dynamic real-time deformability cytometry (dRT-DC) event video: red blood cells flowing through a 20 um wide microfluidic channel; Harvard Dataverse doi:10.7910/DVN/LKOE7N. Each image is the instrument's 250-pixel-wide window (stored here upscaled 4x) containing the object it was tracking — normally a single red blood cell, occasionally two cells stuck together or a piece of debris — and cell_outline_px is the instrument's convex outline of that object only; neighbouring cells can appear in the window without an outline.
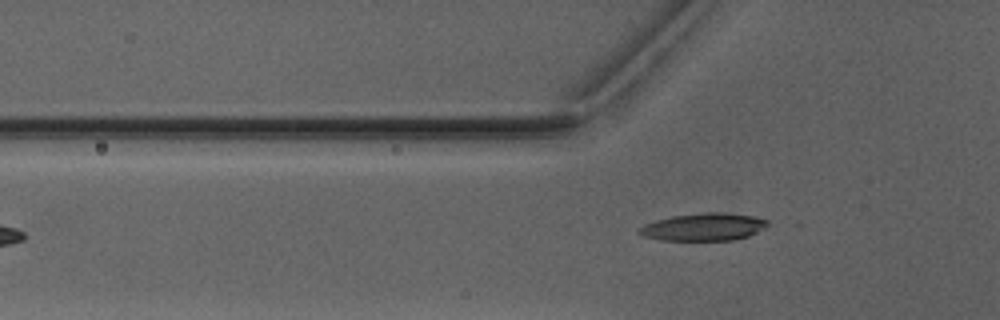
{"species": "Egyptian fruit bat (a non-hibernating species)", "species_latin": "Rousettus aegyptiacus", "temperature_condition": "warm", "stored_images_in_passage": 5, "camera_frame_rate_fps": 3000, "um_per_image_px": 0.085, "animal": {"sex": "male"}, "frame": {"image": 1, "passage_image": 5, "time_ms": 5.0, "image_size_px": [1000, 320], "cell_outline_px": [[768, 224], [764, 228], [748, 236], [736, 240], [660, 240], [644, 236], [636, 232], [636, 228], [644, 224], [656, 220], [672, 216], [704, 212], [724, 212], [756, 216], [768, 220]], "centroid_in_image_um": [59.79, 19.28], "position_along_channel_um": 66.0, "area_um2": 20.81}}